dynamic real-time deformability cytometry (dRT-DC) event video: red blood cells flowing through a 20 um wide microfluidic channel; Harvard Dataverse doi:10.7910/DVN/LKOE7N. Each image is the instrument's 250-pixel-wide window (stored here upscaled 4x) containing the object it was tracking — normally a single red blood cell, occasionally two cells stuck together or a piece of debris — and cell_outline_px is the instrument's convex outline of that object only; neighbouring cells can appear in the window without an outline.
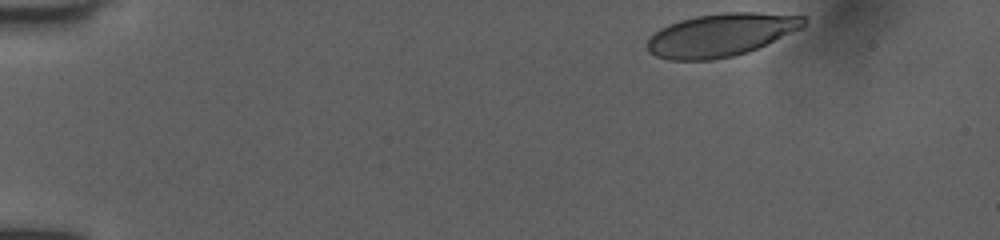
{"species": "human", "species_latin": "Homo sapiens", "temperature_condition": "room temperature", "stored_images_in_passage": 39, "camera_frame_rate_fps": 3000, "um_per_image_px": 0.085, "donor": {"sex": "female"}, "frame": {"image": 1, "passage_image": 1, "time_ms": 0.0, "image_size_px": [1000, 240], "cell_outline_px": [[808, 20], [804, 28], [748, 52], [732, 56], [712, 60], [668, 60], [656, 56], [648, 52], [648, 40], [660, 28], [668, 24], [680, 20], [696, 16], [724, 12], [756, 12], [808, 16]], "centroid_in_image_um": [61.33, 2.96], "position_along_channel_um": 23.7, "area_um2": 39.42}}
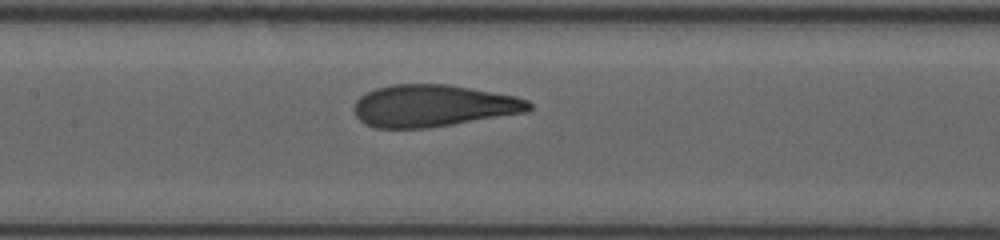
{"frame": {"image": 2, "passage_image": 20, "time_ms": 6.333, "image_size_px": [1000, 240], "cell_outline_px": [[532, 108], [528, 112], [428, 128], [376, 128], [364, 124], [356, 116], [352, 108], [356, 100], [360, 96], [376, 88], [392, 84], [448, 84], [516, 96], [528, 100], [532, 104]], "centroid_in_image_um": [36.81, 8.99], "position_along_channel_um": 170.6, "area_um2": 43.0}}
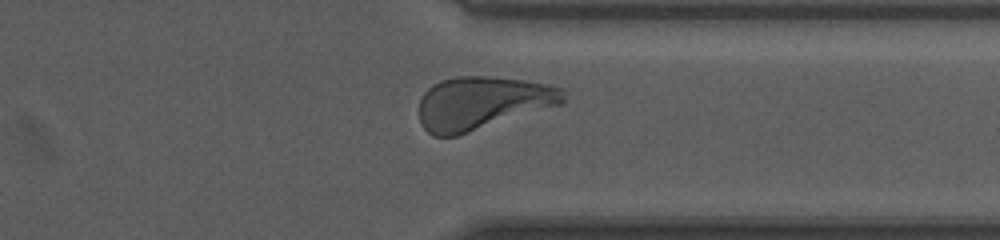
{"frame": {"image": 3, "passage_image": 35, "time_ms": 11.333, "image_size_px": [1000, 240], "cell_outline_px": [[564, 104], [456, 136], [432, 136], [420, 124], [420, 100], [424, 92], [432, 84], [440, 80], [456, 76], [488, 76], [524, 80], [548, 84], [564, 88]], "centroid_in_image_um": [41.0, 8.75], "position_along_channel_um": 370.4, "area_um2": 44.85}, "authors_computed_cell_mechanics": {"area_um2": 42.772, "velocity_mm_per_s": 4.0037, "shape_relaxation_time_tau1_ms": 4.5121, "shape_relaxation_time_tau2_ms": null, "deformation_change_tau1": 0.186, "deformation_change_tau2": null}}